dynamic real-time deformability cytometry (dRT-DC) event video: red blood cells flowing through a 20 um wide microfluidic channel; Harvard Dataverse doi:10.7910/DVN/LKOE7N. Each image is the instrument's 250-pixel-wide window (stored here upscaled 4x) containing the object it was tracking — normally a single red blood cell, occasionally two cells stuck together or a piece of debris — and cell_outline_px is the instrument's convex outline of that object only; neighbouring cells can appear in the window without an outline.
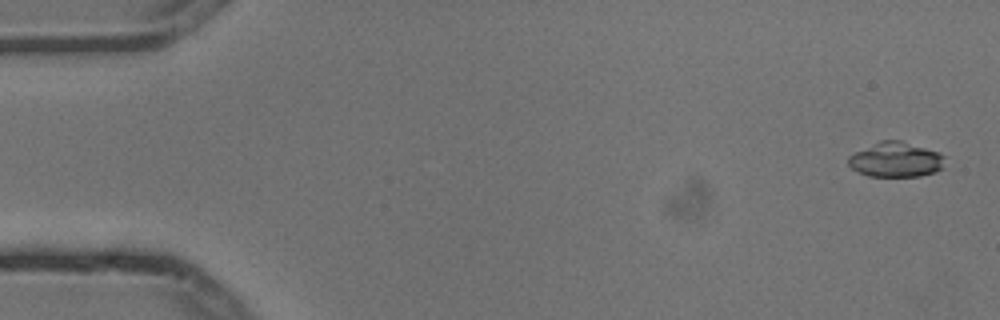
{"species": "common noctule bat (a hibernating species)", "species_latin": "Nyctalus noctula", "temperature_condition": "cold", "stored_images_in_passage": 5, "camera_frame_rate_fps": 3000, "um_per_image_px": 0.085, "animal": {"sex": "male", "body_mass_g": 13.3}, "frame": {"image": 1, "passage_image": 1, "time_ms": 0.0, "image_size_px": [1000, 320], "cell_outline_px": [[944, 168], [936, 172], [920, 176], [868, 176], [852, 168], [848, 164], [848, 156], [880, 140], [900, 140], [936, 152], [944, 156]], "centroid_in_image_um": [76.15, 13.58], "position_along_channel_um": 8.9, "area_um2": 19.42}}
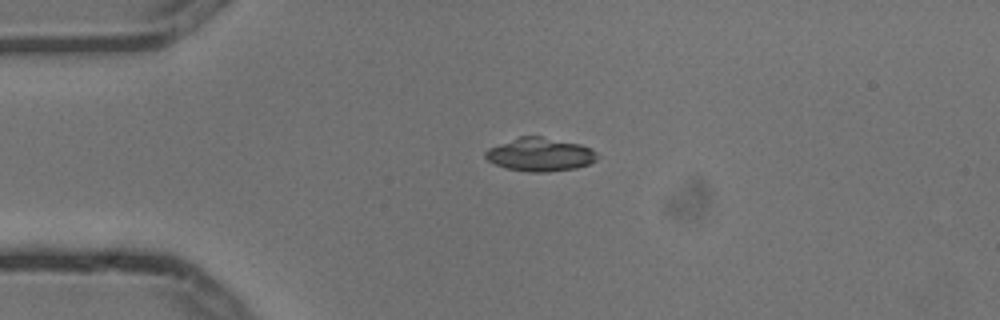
{"frame": {"image": 2, "passage_image": 4, "time_ms": 1.0, "image_size_px": [1000, 320], "cell_outline_px": [[600, 156], [596, 160], [588, 164], [576, 168], [548, 172], [528, 172], [508, 168], [496, 164], [488, 160], [484, 156], [484, 152], [488, 148], [520, 136], [540, 136], [580, 144], [592, 148]], "centroid_in_image_um": [45.93, 13.13], "position_along_channel_um": 39.1, "area_um2": 21.73}}